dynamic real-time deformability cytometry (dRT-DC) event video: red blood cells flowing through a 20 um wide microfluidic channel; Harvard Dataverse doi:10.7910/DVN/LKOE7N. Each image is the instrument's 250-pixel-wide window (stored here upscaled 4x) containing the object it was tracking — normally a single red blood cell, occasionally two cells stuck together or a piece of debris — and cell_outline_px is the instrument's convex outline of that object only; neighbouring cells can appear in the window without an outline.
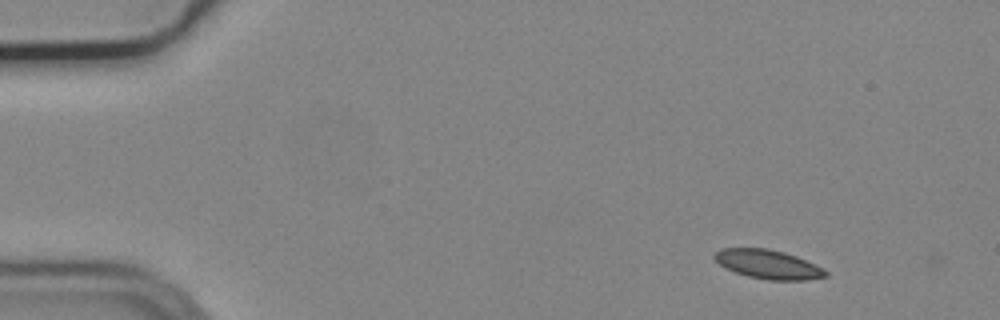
{"species": "common noctule bat (a hibernating species)", "species_latin": "Nyctalus noctula", "temperature_condition": "cold", "stored_images_in_passage": 2, "camera_frame_rate_fps": 3000, "um_per_image_px": 0.085, "animal": {"sex": "male", "body_mass_g": 19.2, "forearm_length_mm": 51.8}, "frame": {"image": 1, "passage_image": 1, "time_ms": 0.0, "image_size_px": [1000, 320], "cell_outline_px": [[828, 276], [808, 280], [768, 280], [748, 276], [736, 272], [720, 264], [712, 256], [720, 248], [768, 248], [784, 252], [796, 256], [824, 268], [828, 272]], "centroid_in_image_um": [65.32, 22.46], "position_along_channel_um": 19.7, "area_um2": 18.73}}